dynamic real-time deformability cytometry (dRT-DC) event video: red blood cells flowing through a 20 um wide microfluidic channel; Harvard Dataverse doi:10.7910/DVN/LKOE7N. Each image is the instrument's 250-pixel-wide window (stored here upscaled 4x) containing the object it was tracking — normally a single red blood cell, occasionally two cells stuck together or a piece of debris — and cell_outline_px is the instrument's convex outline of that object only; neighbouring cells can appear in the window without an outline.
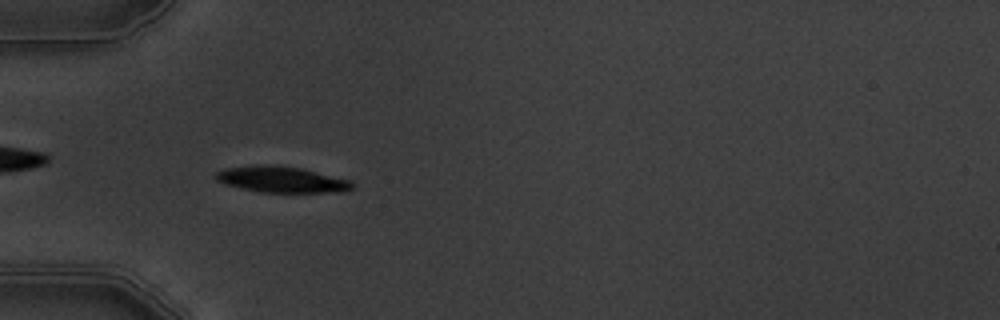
{"species": "common noctule bat (a hibernating species)", "species_latin": "Nyctalus noctula", "temperature_condition": "warm", "stored_images_in_passage": 9, "camera_frame_rate_fps": 3000, "um_per_image_px": 0.085, "animal": {"sex": "male", "body_mass_g": 19.5, "forearm_length_mm": 54.6}, "frame": {"image": 1, "passage_image": 6, "time_ms": 5.667, "image_size_px": [1000, 320], "cell_outline_px": [[352, 188], [344, 192], [260, 192], [224, 184], [216, 180], [216, 172], [224, 168], [252, 164], [268, 164], [300, 168], [352, 180]], "centroid_in_image_um": [23.91, 15.24], "position_along_channel_um": 61.1, "area_um2": 20.81}}